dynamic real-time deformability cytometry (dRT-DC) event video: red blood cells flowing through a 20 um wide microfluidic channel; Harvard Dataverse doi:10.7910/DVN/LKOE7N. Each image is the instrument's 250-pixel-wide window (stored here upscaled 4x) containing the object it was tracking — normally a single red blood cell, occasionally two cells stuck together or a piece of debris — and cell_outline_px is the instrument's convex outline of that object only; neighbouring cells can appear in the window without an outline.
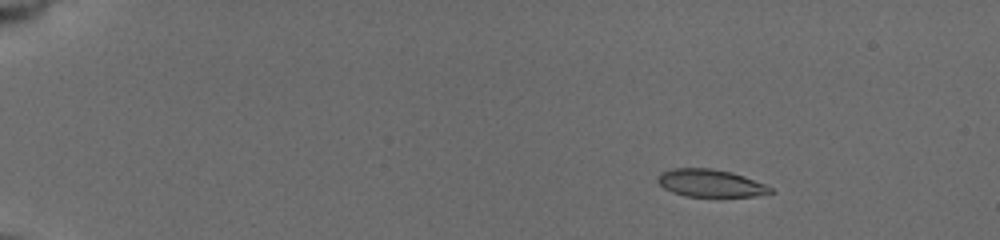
{"species": "common noctule bat (a hibernating species)", "species_latin": "Nyctalus noctula", "temperature_condition": "cold", "stored_images_in_passage": 49, "camera_frame_rate_fps": 3000, "um_per_image_px": 0.085, "animal": {"sex": "female", "body_mass_g": 19.5, "forearm_length_mm": 54.1}, "frame": {"image": 1, "passage_image": 1, "time_ms": 0.0, "image_size_px": [1000, 240], "cell_outline_px": [[772, 192], [756, 196], [684, 196], [672, 192], [664, 188], [656, 180], [660, 172], [672, 168], [708, 168], [732, 172], [744, 176], [764, 184], [772, 188]], "centroid_in_image_um": [60.34, 15.56], "position_along_channel_um": 24.7, "area_um2": 17.98}}
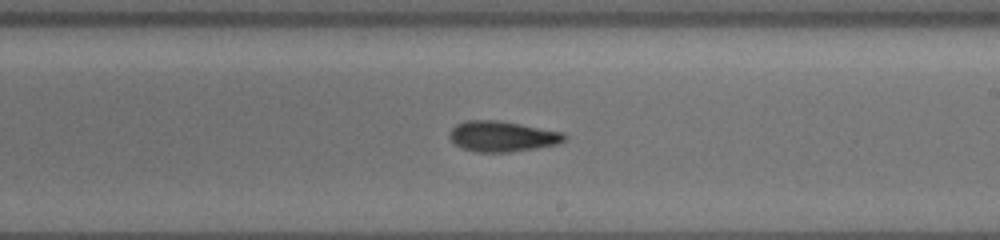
{"frame": {"image": 2, "passage_image": 28, "time_ms": 9.0, "image_size_px": [1000, 240], "cell_outline_px": [[568, 136], [564, 140], [556, 144], [536, 148], [508, 152], [476, 152], [460, 148], [448, 136], [448, 132], [456, 124], [464, 120], [496, 120], [520, 124], [564, 132]], "centroid_in_image_um": [42.66, 11.58], "position_along_channel_um": 246.3, "area_um2": 20.52}}
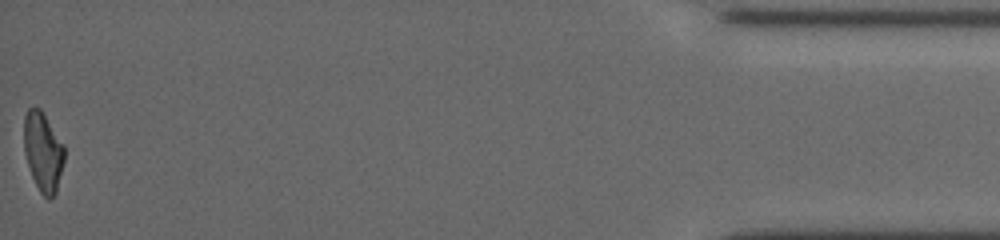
{"frame": {"image": 3, "passage_image": 49, "time_ms": 16.0, "image_size_px": [1000, 240], "cell_outline_px": [[64, 160], [56, 192], [48, 200], [40, 192], [32, 176], [24, 152], [24, 116], [28, 108], [40, 108], [64, 144]], "centroid_in_image_um": [3.66, 12.88], "position_along_channel_um": 431.5, "area_um2": 18.5}, "authors_computed_cell_mechanics": {"area_um2": 19.652, "velocity_mm_per_s": 3.7687, "shape_relaxation_time_tau1_ms": 4.4625, "shape_relaxation_time_tau2_ms": 5.4899, "deformation_change_tau1": 0.1658, "deformation_change_tau2": 0.1404}}